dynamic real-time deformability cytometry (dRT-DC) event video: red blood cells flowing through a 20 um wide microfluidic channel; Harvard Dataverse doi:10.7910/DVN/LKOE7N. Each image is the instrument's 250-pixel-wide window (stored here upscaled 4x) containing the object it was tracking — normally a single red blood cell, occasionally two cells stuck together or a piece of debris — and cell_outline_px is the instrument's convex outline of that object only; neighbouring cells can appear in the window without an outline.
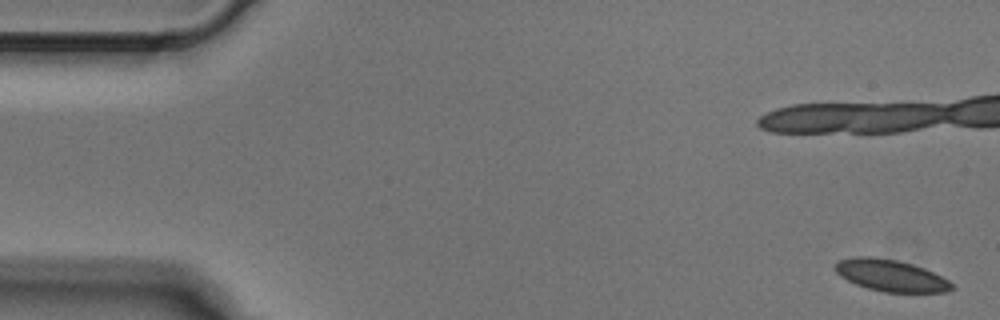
{"species": "Egyptian fruit bat (a non-hibernating species)", "species_latin": "Rousettus aegyptiacus", "temperature_condition": "cold", "stored_images_in_passage": 4, "camera_frame_rate_fps": 3000, "um_per_image_px": 0.085, "animal": {"sex": "male"}, "frame": {"image": 1, "passage_image": 1, "time_ms": 0.0, "image_size_px": [1000, 320], "cell_outline_px": [[956, 288], [948, 292], [884, 292], [868, 288], [856, 284], [840, 276], [836, 272], [836, 264], [840, 260], [856, 256], [872, 256], [896, 260], [912, 264], [924, 268], [948, 280]], "centroid_in_image_um": [75.74, 23.42], "position_along_channel_um": 9.3, "area_um2": 21.39}}